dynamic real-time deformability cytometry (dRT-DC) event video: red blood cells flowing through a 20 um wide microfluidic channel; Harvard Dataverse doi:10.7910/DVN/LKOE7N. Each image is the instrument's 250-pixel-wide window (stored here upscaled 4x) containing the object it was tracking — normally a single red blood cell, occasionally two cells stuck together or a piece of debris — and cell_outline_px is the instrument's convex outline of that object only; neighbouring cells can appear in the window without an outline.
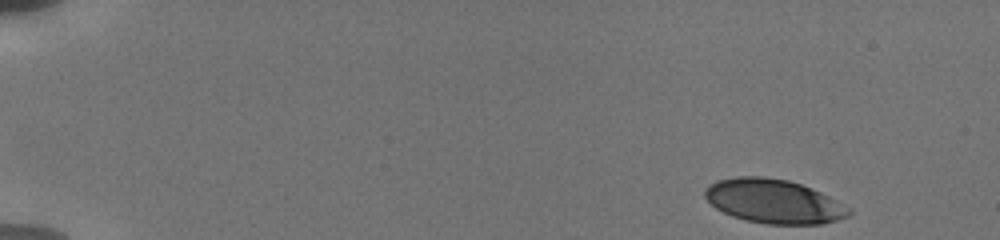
{"species": "human", "species_latin": "Homo sapiens", "temperature_condition": "cold", "stored_images_in_passage": 13, "camera_frame_rate_fps": 3000, "um_per_image_px": 0.085, "donor": {"sex": "male"}, "frame": {"image": 1, "passage_image": 1, "time_ms": 0.0, "image_size_px": [1000, 240], "cell_outline_px": [[852, 212], [848, 216], [824, 224], [768, 224], [748, 220], [732, 216], [716, 208], [704, 196], [704, 192], [708, 184], [716, 180], [736, 176], [764, 176], [788, 180], [812, 188], [852, 208]], "centroid_in_image_um": [65.77, 17.1], "position_along_channel_um": 19.2, "area_um2": 36.99}}
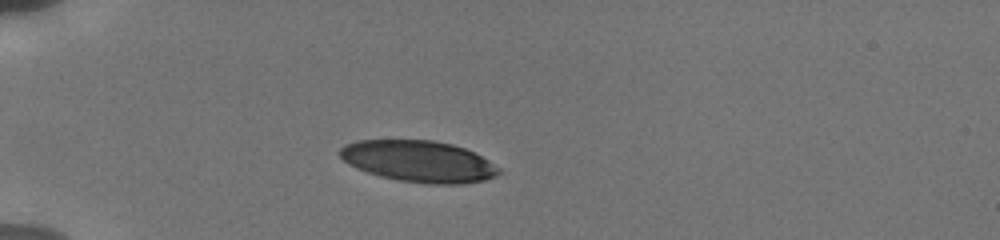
{"frame": {"image": 2, "passage_image": 10, "time_ms": 3.667, "image_size_px": [1000, 240], "cell_outline_px": [[500, 172], [496, 176], [484, 180], [464, 184], [428, 184], [400, 180], [380, 176], [356, 168], [348, 164], [340, 156], [340, 148], [344, 144], [356, 140], [432, 140], [452, 144], [464, 148], [488, 160], [500, 168]], "centroid_in_image_um": [35.58, 13.71], "position_along_channel_um": 49.4, "area_um2": 38.32}}
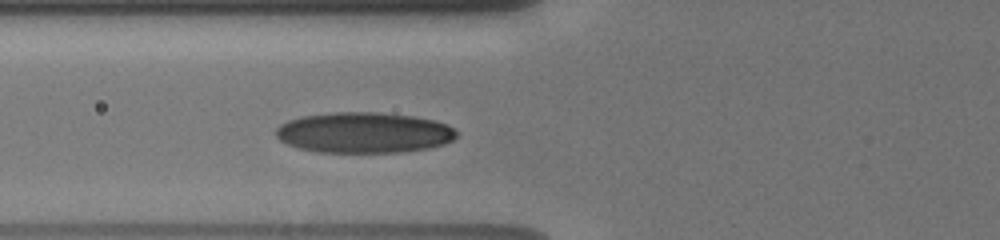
{"frame": {"image": 3, "passage_image": 13, "time_ms": 5.667, "image_size_px": [1000, 240], "cell_outline_px": [[460, 132], [452, 140], [444, 144], [428, 148], [400, 152], [316, 152], [300, 148], [288, 144], [280, 140], [276, 136], [276, 128], [280, 124], [288, 120], [300, 116], [336, 112], [376, 112], [416, 116], [436, 120], [448, 124]], "centroid_in_image_um": [30.96, 11.26], "position_along_channel_um": 94.8, "area_um2": 43.12}}